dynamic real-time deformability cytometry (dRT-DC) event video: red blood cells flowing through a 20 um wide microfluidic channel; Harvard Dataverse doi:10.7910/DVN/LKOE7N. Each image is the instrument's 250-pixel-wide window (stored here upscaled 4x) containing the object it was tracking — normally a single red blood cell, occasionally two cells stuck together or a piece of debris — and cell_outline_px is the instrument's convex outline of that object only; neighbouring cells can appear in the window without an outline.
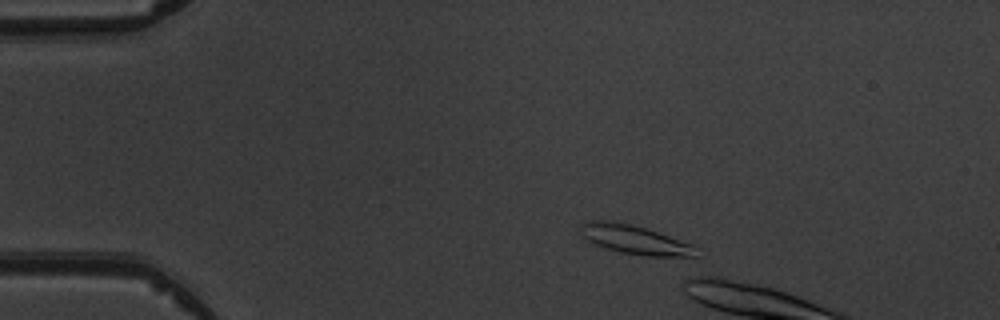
{"species": "common noctule bat (a hibernating species)", "species_latin": "Nyctalus noctula", "temperature_condition": "warm", "stored_images_in_passage": 8, "camera_frame_rate_fps": 3000, "um_per_image_px": 0.085, "animal": {"sex": "male", "body_mass_g": 19.5, "forearm_length_mm": 54.6}, "frame": {"image": 1, "passage_image": 2, "time_ms": 1.333, "image_size_px": [1000, 320], "cell_outline_px": [[700, 256], [648, 256], [620, 252], [596, 244], [588, 240], [584, 236], [580, 228], [580, 224], [584, 220], [608, 220], [628, 224], [644, 228], [692, 244]], "centroid_in_image_um": [53.93, 20.36], "position_along_channel_um": 31.1, "area_um2": 19.07}}
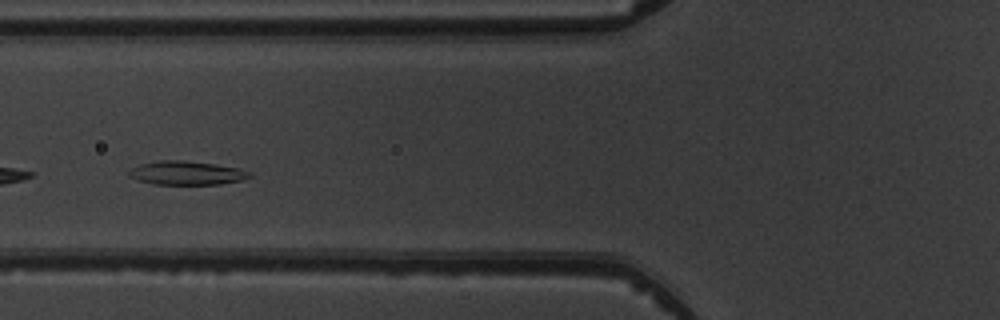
{"frame": {"image": 2, "passage_image": 6, "time_ms": 6.667, "image_size_px": [1000, 320], "cell_outline_px": [[252, 176], [240, 180], [220, 184], [152, 184], [136, 180], [128, 176], [128, 172], [132, 168], [140, 164], [160, 160], [184, 160], [240, 168], [252, 172]], "centroid_in_image_um": [15.84, 14.7], "position_along_channel_um": 110.0, "area_um2": 16.7}}
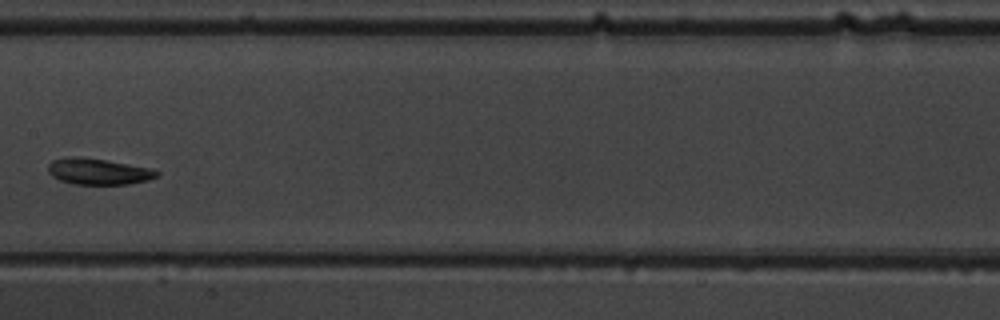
{"frame": {"image": 3, "passage_image": 8, "time_ms": 9.0, "image_size_px": [1000, 320], "cell_outline_px": [[160, 172], [156, 176], [148, 180], [128, 184], [72, 184], [60, 180], [52, 176], [48, 172], [48, 164], [52, 160], [64, 156], [80, 156], [104, 160], [148, 168]], "centroid_in_image_um": [8.27, 14.57], "position_along_channel_um": 199.1, "area_um2": 16.47}}